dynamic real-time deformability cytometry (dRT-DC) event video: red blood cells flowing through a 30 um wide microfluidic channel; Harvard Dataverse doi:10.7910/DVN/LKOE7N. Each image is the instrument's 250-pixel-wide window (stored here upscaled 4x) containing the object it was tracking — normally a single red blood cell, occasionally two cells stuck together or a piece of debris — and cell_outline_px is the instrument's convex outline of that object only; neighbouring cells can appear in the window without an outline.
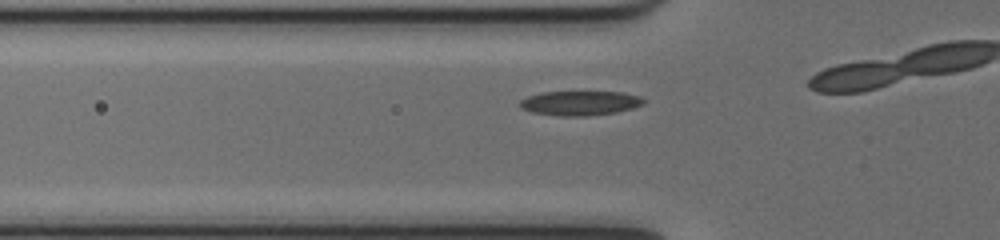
{"species": "common noctule bat (a hibernating species)", "species_latin": "Nyctalus noctula", "temperature_condition": "cold", "stored_images_in_passage": 20, "camera_frame_rate_fps": 3000, "um_per_image_px": 0.085, "animal": {"sex": "female", "body_mass_g": 17.0, "forearm_length_mm": 48.0}, "frame": {"image": 1, "passage_image": 4, "time_ms": 1.0, "image_size_px": [1000, 240], "cell_outline_px": [[644, 104], [632, 108], [616, 112], [584, 116], [560, 116], [532, 112], [520, 108], [520, 100], [528, 96], [540, 92], [620, 92], [640, 96], [644, 100]], "centroid_in_image_um": [49.28, 8.76], "position_along_channel_um": 76.5, "area_um2": 17.57}}